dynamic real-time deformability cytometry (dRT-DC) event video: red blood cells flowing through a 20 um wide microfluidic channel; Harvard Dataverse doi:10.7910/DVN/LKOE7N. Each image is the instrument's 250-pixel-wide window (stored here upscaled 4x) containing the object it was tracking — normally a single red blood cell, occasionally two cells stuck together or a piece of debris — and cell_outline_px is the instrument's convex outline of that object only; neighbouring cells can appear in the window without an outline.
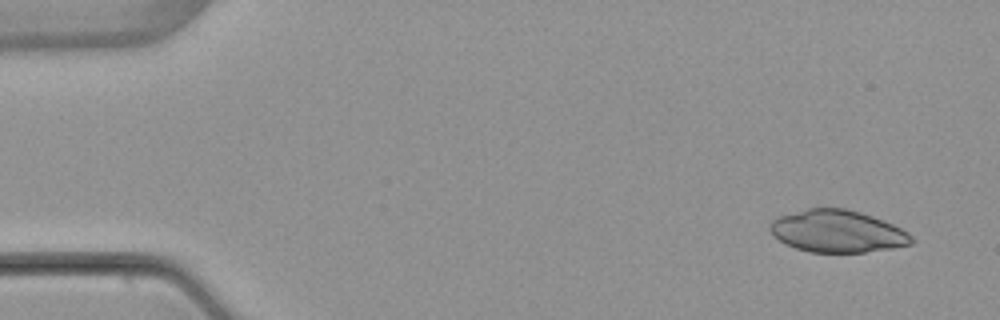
{"species": "common noctule bat (a hibernating species)", "species_latin": "Nyctalus noctula", "temperature_condition": "warm", "stored_images_in_passage": 4, "camera_frame_rate_fps": 3000, "um_per_image_px": 0.085, "animal": {"sex": "female", "body_mass_g": 22.7, "forearm_length_mm": 54.2}, "frame": {"image": 1, "passage_image": 1, "time_ms": 0.0, "image_size_px": [1000, 320], "cell_outline_px": [[916, 240], [912, 244], [892, 248], [864, 252], [808, 252], [784, 244], [772, 236], [768, 228], [768, 224], [772, 220], [780, 216], [808, 208], [844, 208], [860, 212], [872, 216], [892, 224], [908, 232]], "centroid_in_image_um": [71.15, 19.67], "position_along_channel_um": 13.8, "area_um2": 34.97}}